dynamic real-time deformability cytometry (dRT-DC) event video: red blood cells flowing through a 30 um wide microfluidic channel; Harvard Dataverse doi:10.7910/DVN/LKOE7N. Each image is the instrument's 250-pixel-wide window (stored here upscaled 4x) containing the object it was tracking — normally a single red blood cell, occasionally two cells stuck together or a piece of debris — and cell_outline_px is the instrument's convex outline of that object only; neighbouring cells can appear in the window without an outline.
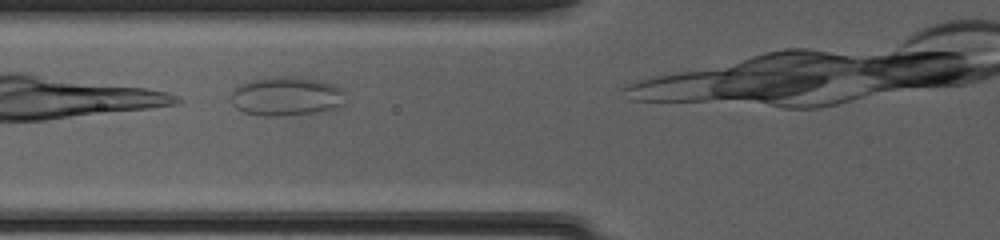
{"species": "common noctule bat (a hibernating species)", "species_latin": "Nyctalus noctula", "temperature_condition": "cold", "stored_images_in_passage": 6, "camera_frame_rate_fps": 3000, "um_per_image_px": 0.085, "animal": {"sex": "female", "body_mass_g": 20.0, "forearm_length_mm": 54.0}, "frame": {"image": 1, "passage_image": 3, "time_ms": 0.667, "image_size_px": [1000, 240], "cell_outline_px": [[344, 104], [332, 108], [312, 112], [280, 116], [264, 116], [244, 112], [236, 108], [232, 104], [232, 92], [240, 84], [252, 80], [272, 76], [296, 76], [320, 80], [332, 84], [340, 88]], "centroid_in_image_um": [24.29, 8.16], "position_along_channel_um": 101.5, "area_um2": 25.72}}